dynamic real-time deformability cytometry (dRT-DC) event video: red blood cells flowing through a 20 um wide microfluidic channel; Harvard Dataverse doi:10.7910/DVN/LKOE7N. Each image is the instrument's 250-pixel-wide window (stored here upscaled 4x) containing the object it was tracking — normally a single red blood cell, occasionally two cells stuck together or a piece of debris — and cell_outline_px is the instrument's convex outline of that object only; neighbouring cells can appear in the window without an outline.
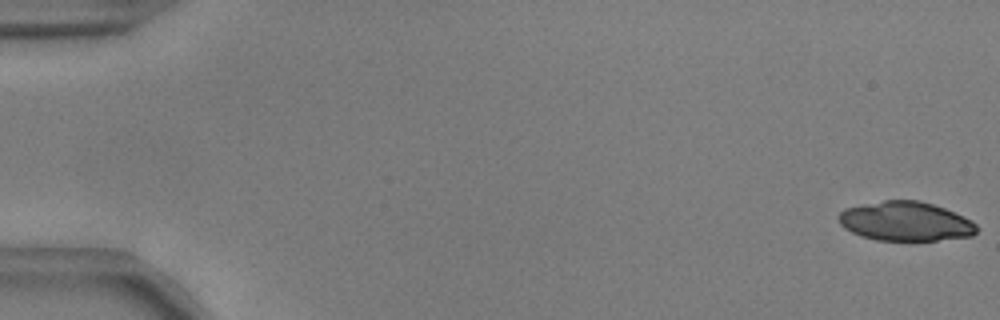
{"species": "common noctule bat (a hibernating species)", "species_latin": "Nyctalus noctula", "temperature_condition": "warm", "stored_images_in_passage": 54, "camera_frame_rate_fps": 3000, "um_per_image_px": 0.085, "animal": {"sex": "male", "body_mass_g": 17.9, "forearm_length_mm": 54.2}, "frame": {"image": 1, "passage_image": 1, "time_ms": 0.0, "image_size_px": [1000, 320], "cell_outline_px": [[976, 232], [972, 236], [936, 240], [876, 240], [860, 236], [844, 228], [840, 224], [836, 216], [844, 208], [884, 200], [920, 200], [944, 208], [972, 220], [976, 224]], "centroid_in_image_um": [76.93, 18.81], "position_along_channel_um": 8.1, "area_um2": 31.62}}